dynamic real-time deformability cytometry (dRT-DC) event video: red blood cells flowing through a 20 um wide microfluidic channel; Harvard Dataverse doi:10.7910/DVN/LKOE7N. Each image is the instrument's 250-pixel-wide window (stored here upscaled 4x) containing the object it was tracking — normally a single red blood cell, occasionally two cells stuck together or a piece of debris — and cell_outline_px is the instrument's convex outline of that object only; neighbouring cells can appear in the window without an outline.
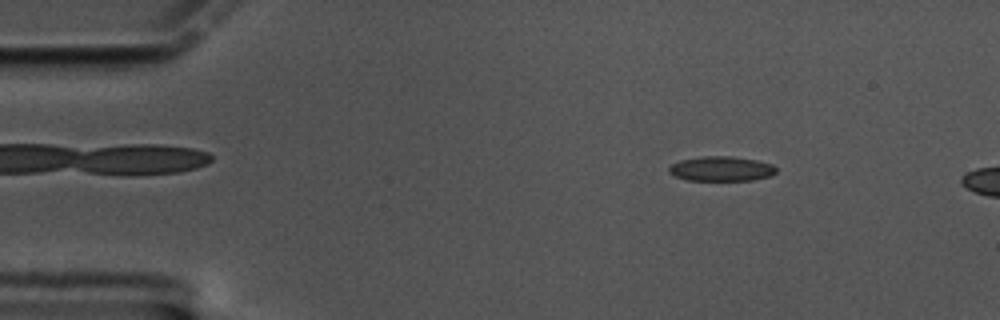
{"species": "common noctule bat (a hibernating species)", "species_latin": "Nyctalus noctula", "temperature_condition": "cold", "stored_images_in_passage": 13, "camera_frame_rate_fps": 3000, "um_per_image_px": 0.085, "animal": {"sex": "male", "body_mass_g": 17.5, "forearm_length_mm": 52.3}, "frame": {"image": 1, "passage_image": 8, "time_ms": 2.333, "image_size_px": [1000, 320], "cell_outline_px": [[776, 172], [768, 176], [752, 180], [688, 180], [676, 176], [668, 172], [668, 168], [672, 164], [680, 160], [700, 156], [732, 156], [756, 160], [772, 164], [776, 168]], "centroid_in_image_um": [61.29, 14.33], "position_along_channel_um": 23.7, "area_um2": 15.37}}